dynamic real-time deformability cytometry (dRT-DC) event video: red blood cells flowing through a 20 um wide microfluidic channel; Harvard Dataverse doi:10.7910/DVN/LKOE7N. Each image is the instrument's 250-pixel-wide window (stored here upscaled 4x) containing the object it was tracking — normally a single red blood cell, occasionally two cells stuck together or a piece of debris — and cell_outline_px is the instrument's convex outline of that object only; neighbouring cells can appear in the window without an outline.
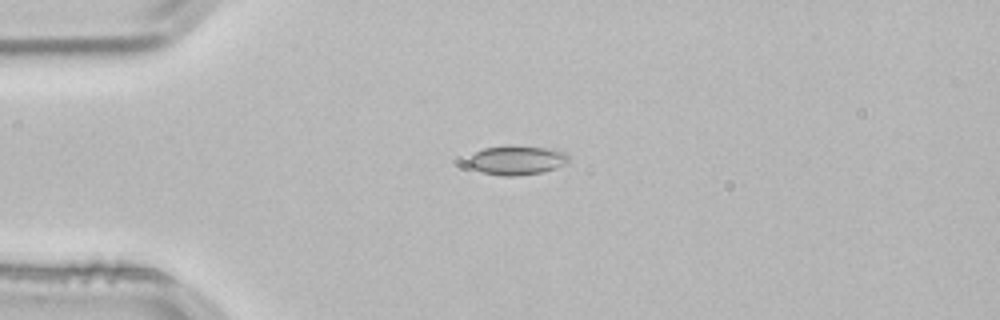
{"species": "common noctule bat (a hibernating species)", "species_latin": "Nyctalus noctula", "temperature_condition": "room temperature", "stored_images_in_passage": 41, "camera_frame_rate_fps": 3000, "um_per_image_px": 0.085, "animal": {"sex": "male", "body_mass_g": 21.5, "forearm_length_mm": 52.0}, "frame": {"image": 1, "passage_image": 1, "time_ms": 0.0, "image_size_px": [1000, 320], "cell_outline_px": [[568, 160], [564, 164], [556, 168], [540, 172], [516, 176], [504, 176], [484, 172], [472, 168], [468, 164], [468, 160], [476, 152], [484, 148], [544, 148], [564, 152], [568, 156]], "centroid_in_image_um": [43.92, 13.66], "position_along_channel_um": 41.1, "area_um2": 16.07}}
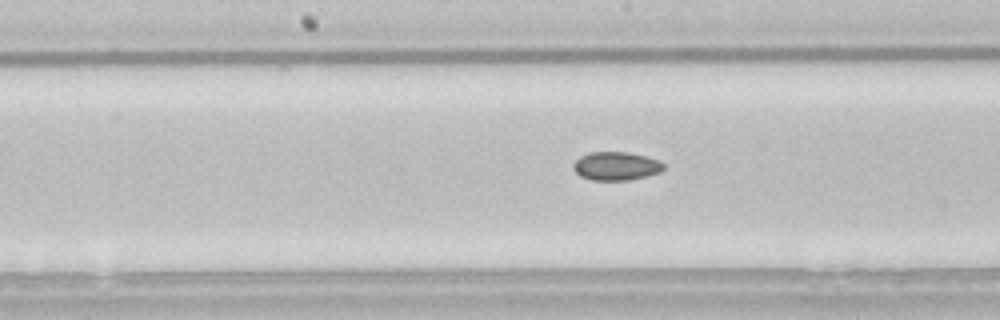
{"frame": {"image": 2, "passage_image": 15, "time_ms": 4.667, "image_size_px": [1000, 320], "cell_outline_px": [[664, 168], [660, 172], [628, 180], [592, 180], [580, 176], [572, 168], [572, 164], [580, 156], [588, 152], [628, 152], [660, 160], [664, 164]], "centroid_in_image_um": [52.34, 14.11], "position_along_channel_um": 195.9, "area_um2": 14.97}}
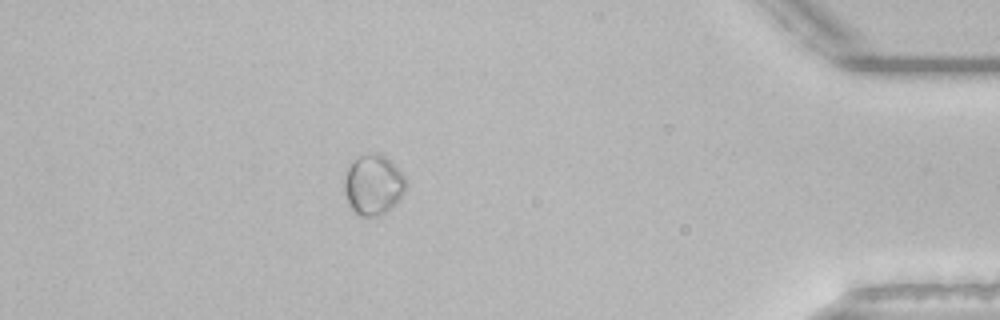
{"frame": {"image": 3, "passage_image": 35, "time_ms": 11.333, "image_size_px": [1000, 320], "cell_outline_px": [[404, 192], [380, 216], [360, 216], [348, 204], [344, 192], [344, 180], [348, 168], [352, 160], [360, 156], [372, 152], [380, 152], [404, 176]], "centroid_in_image_um": [31.66, 15.68], "position_along_channel_um": 403.5, "area_um2": 21.04}, "authors_computed_cell_mechanics": {"area_um2": 15.4904, "velocity_mm_per_s": 3.8242, "shape_relaxation_time_tau1_ms": null, "shape_relaxation_time_tau2_ms": 3.7384, "deformation_change_tau1": null, "deformation_change_tau2": 0.0503}}